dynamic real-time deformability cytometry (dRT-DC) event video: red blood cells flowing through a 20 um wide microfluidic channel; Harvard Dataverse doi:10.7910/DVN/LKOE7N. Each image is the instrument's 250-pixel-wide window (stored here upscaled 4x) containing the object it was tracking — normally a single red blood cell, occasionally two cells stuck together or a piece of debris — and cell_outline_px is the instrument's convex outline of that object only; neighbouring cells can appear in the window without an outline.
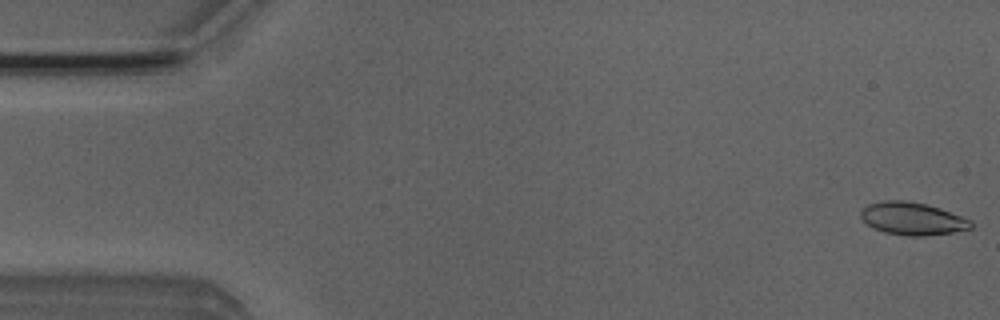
{"species": "Egyptian fruit bat (a non-hibernating species)", "species_latin": "Rousettus aegyptiacus", "temperature_condition": "room temperature", "stored_images_in_passage": 51, "camera_frame_rate_fps": 3000, "um_per_image_px": 0.085, "animal": {"sex": "male"}, "frame": {"image": 1, "passage_image": 1, "time_ms": 0.0, "image_size_px": [1000, 320], "cell_outline_px": [[972, 228], [952, 232], [924, 236], [908, 236], [884, 232], [872, 228], [860, 216], [860, 212], [868, 204], [884, 200], [900, 200], [924, 204], [940, 208], [972, 220]], "centroid_in_image_um": [77.55, 18.59], "position_along_channel_um": 7.4, "area_um2": 20.81}}
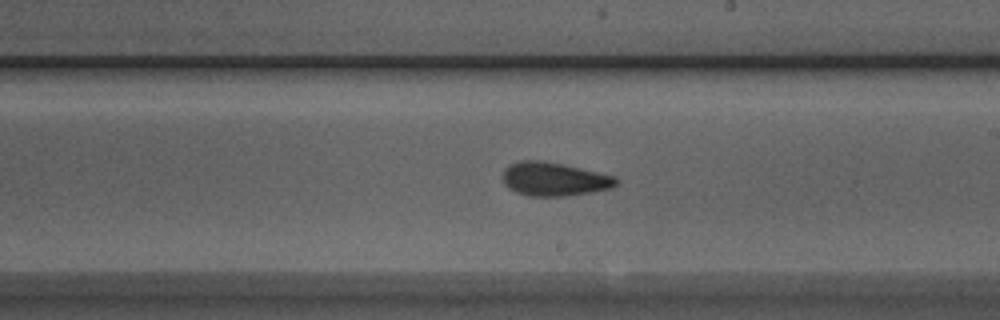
{"frame": {"image": 2, "passage_image": 29, "time_ms": 9.333, "image_size_px": [1000, 320], "cell_outline_px": [[620, 184], [612, 188], [592, 192], [564, 196], [528, 196], [516, 192], [508, 188], [504, 184], [504, 168], [508, 164], [520, 160], [544, 160], [616, 176], [620, 180]], "centroid_in_image_um": [47.13, 15.22], "position_along_channel_um": 241.9, "area_um2": 22.48}}
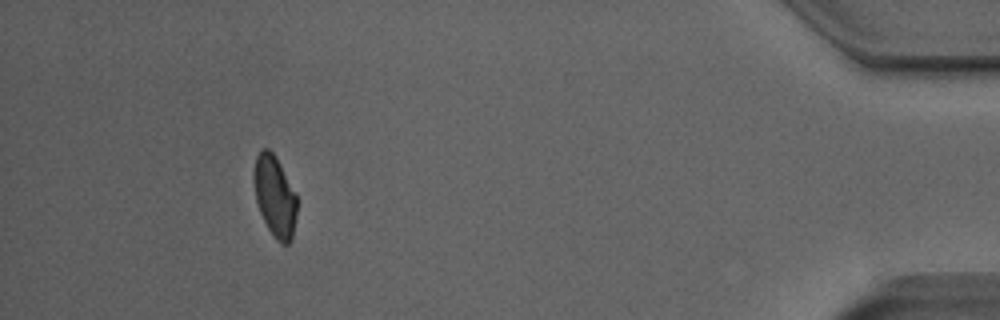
{"frame": {"image": 3, "passage_image": 47, "time_ms": 15.333, "image_size_px": [1000, 320], "cell_outline_px": [[296, 216], [292, 240], [288, 244], [280, 244], [272, 236], [260, 212], [256, 200], [252, 176], [252, 172], [256, 156], [264, 148], [268, 148], [276, 156], [296, 196]], "centroid_in_image_um": [23.33, 16.7], "position_along_channel_um": 411.9, "area_um2": 20.35}, "authors_computed_cell_mechanics": {"area_um2": 21.2704, "velocity_mm_per_s": 3.9521, "shape_relaxation_time_tau1_ms": 3.156, "shape_relaxation_time_tau2_ms": 1.966, "deformation_change_tau1": 0.1064, "deformation_change_tau2": 0.0849}}